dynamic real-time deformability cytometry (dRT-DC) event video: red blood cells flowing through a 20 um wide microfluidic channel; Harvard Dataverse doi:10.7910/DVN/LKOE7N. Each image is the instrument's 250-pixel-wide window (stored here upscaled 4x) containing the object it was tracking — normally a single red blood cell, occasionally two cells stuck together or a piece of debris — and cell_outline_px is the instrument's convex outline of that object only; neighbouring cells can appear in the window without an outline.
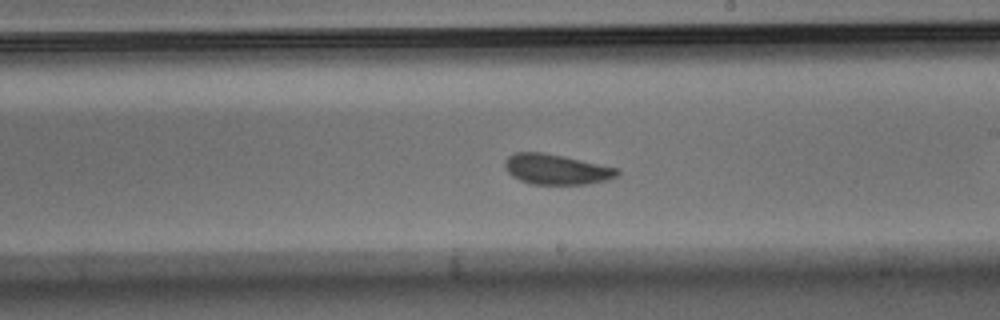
{"species": "Egyptian fruit bat (a non-hibernating species)", "species_latin": "Rousettus aegyptiacus", "temperature_condition": "warm", "stored_images_in_passage": 26, "camera_frame_rate_fps": 3000, "um_per_image_px": 0.085, "animal": {"sex": "male"}, "frame": {"image": 1, "passage_image": 15, "time_ms": 4.667, "image_size_px": [1000, 320], "cell_outline_px": [[620, 172], [616, 176], [608, 180], [588, 184], [532, 184], [520, 180], [512, 176], [504, 168], [504, 160], [508, 156], [516, 152], [544, 152], [564, 156], [620, 168]], "centroid_in_image_um": [47.3, 14.38], "position_along_channel_um": 241.7, "area_um2": 20.06}}